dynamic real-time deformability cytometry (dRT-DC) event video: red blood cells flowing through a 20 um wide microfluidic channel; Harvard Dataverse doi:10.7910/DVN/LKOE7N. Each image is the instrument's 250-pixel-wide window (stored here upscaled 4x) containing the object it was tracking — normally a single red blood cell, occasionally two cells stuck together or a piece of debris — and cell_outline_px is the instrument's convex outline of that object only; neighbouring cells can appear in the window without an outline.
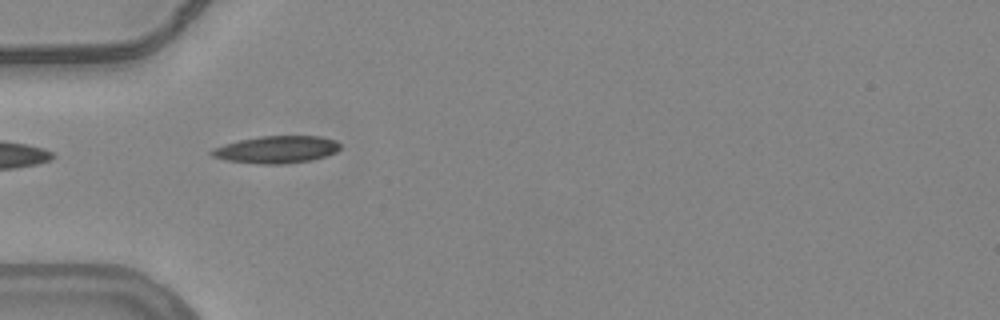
{"species": "common noctule bat (a hibernating species)", "species_latin": "Nyctalus noctula", "temperature_condition": "warm", "stored_images_in_passage": 3, "camera_frame_rate_fps": 3000, "um_per_image_px": 0.085, "animal": {"sex": "female", "body_mass_g": 24.6, "forearm_length_mm": 56.2}, "frame": {"image": 1, "passage_image": 1, "time_ms": 0.0, "image_size_px": [1000, 320], "cell_outline_px": [[340, 148], [336, 152], [312, 160], [284, 164], [260, 164], [224, 160], [212, 156], [208, 152], [212, 148], [224, 144], [240, 140], [260, 136], [320, 136], [336, 140], [340, 144]], "centroid_in_image_um": [23.48, 12.71], "position_along_channel_um": 61.5, "area_um2": 20.52}}